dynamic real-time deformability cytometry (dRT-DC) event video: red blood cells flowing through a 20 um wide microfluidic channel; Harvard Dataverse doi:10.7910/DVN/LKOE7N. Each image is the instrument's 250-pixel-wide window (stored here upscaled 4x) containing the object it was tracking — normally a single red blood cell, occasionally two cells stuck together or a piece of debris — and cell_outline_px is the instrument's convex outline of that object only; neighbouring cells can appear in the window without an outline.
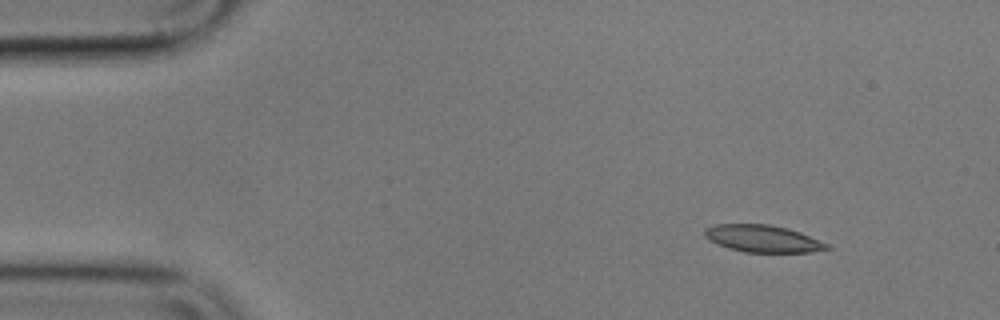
{"species": "common noctule bat (a hibernating species)", "species_latin": "Nyctalus noctula", "temperature_condition": "cold", "stored_images_in_passage": 36, "camera_frame_rate_fps": 3000, "um_per_image_px": 0.085, "animal": {"sex": "male", "body_mass_g": 17.9}, "frame": {"image": 1, "passage_image": 1, "time_ms": 0.0, "image_size_px": [1000, 320], "cell_outline_px": [[832, 248], [808, 252], [744, 252], [728, 248], [716, 244], [704, 236], [704, 228], [716, 224], [768, 224], [788, 228], [800, 232], [828, 244]], "centroid_in_image_um": [64.8, 20.28], "position_along_channel_um": 20.2, "area_um2": 19.31}}
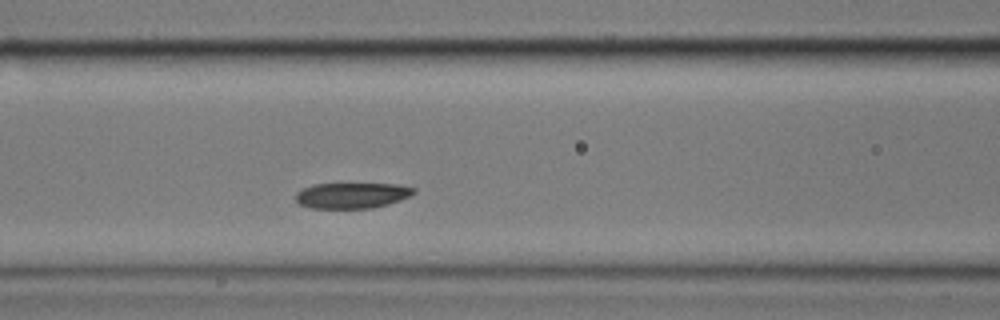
{"frame": {"image": 2, "passage_image": 18, "time_ms": 5.667, "image_size_px": [1000, 320], "cell_outline_px": [[416, 192], [400, 200], [388, 204], [372, 208], [308, 208], [300, 204], [296, 200], [296, 192], [312, 184], [400, 184], [416, 188]], "centroid_in_image_um": [29.92, 16.61], "position_along_channel_um": 136.7, "area_um2": 17.69}}
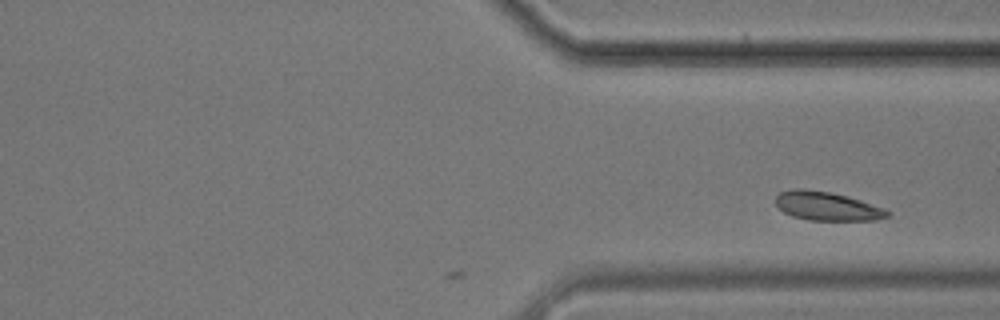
{"frame": {"image": 3, "passage_image": 36, "time_ms": 11.667, "image_size_px": [1000, 320], "cell_outline_px": [[888, 216], [876, 220], [808, 220], [792, 216], [784, 212], [776, 204], [776, 196], [780, 192], [792, 188], [800, 188], [828, 192], [848, 196], [884, 208], [888, 212]], "centroid_in_image_um": [70.26, 17.52], "position_along_channel_um": 341.1, "area_um2": 18.55}}